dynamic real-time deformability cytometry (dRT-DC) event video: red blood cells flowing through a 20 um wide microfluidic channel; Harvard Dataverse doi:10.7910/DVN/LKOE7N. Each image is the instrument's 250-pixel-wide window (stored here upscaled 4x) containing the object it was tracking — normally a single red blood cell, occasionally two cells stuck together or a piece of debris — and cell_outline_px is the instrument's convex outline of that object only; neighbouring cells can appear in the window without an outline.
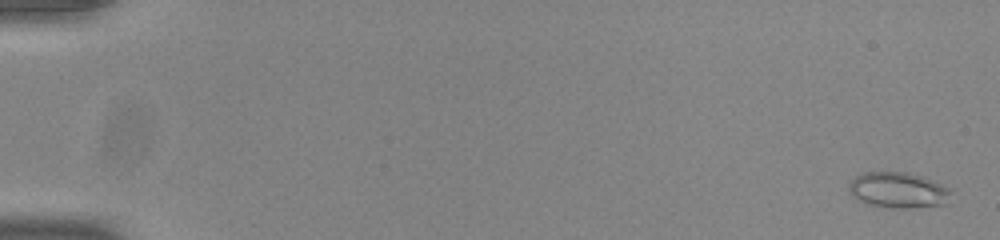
{"species": "common noctule bat (a hibernating species)", "species_latin": "Nyctalus noctula", "temperature_condition": "room temperature", "stored_images_in_passage": 54, "camera_frame_rate_fps": 3000, "um_per_image_px": 0.085, "animal": {"sex": "male", "body_mass_g": 20.0, "forearm_length_mm": 53.3}, "frame": {"image": 1, "passage_image": 2, "time_ms": 0.333, "image_size_px": [1000, 240], "cell_outline_px": [[952, 192], [944, 204], [908, 208], [892, 208], [868, 204], [860, 200], [848, 188], [848, 184], [856, 176], [864, 172], [908, 172], [920, 176], [940, 184], [948, 188]], "centroid_in_image_um": [76.33, 16.15], "position_along_channel_um": 8.7, "area_um2": 20.81}}
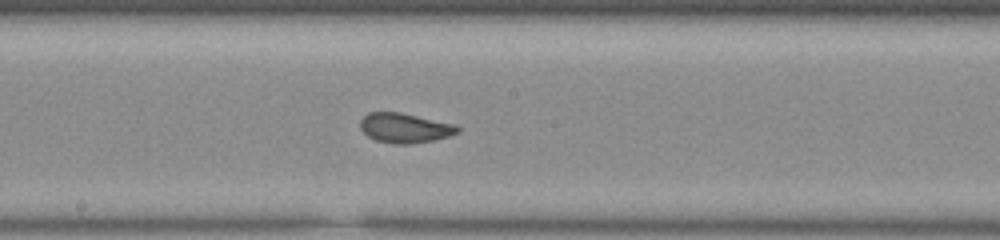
{"frame": {"image": 2, "passage_image": 31, "time_ms": 10.0, "image_size_px": [1000, 240], "cell_outline_px": [[460, 132], [448, 136], [432, 140], [412, 144], [396, 144], [376, 140], [368, 136], [360, 128], [360, 120], [368, 112], [400, 112], [456, 124], [460, 128]], "centroid_in_image_um": [34.42, 10.87], "position_along_channel_um": 213.8, "area_um2": 16.88}}
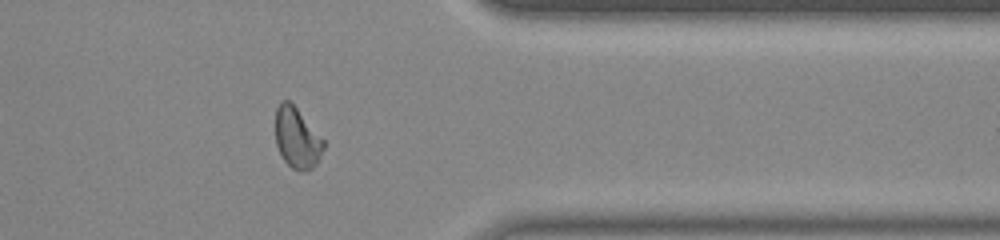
{"frame": {"image": 3, "passage_image": 45, "time_ms": 14.667, "image_size_px": [1000, 240], "cell_outline_px": [[324, 148], [316, 164], [312, 168], [300, 172], [292, 168], [284, 160], [276, 144], [276, 108], [280, 100], [288, 100], [296, 108], [324, 140]], "centroid_in_image_um": [25.24, 11.73], "position_along_channel_um": 386.2, "area_um2": 16.76}, "authors_computed_cell_mechanics": {"area_um2": 17.34, "velocity_mm_per_s": 3.8991, "shape_relaxation_time_tau1_ms": 3.4085, "shape_relaxation_time_tau2_ms": 0.7535, "deformation_change_tau1": 0.0713, "deformation_change_tau2": 0.056}}